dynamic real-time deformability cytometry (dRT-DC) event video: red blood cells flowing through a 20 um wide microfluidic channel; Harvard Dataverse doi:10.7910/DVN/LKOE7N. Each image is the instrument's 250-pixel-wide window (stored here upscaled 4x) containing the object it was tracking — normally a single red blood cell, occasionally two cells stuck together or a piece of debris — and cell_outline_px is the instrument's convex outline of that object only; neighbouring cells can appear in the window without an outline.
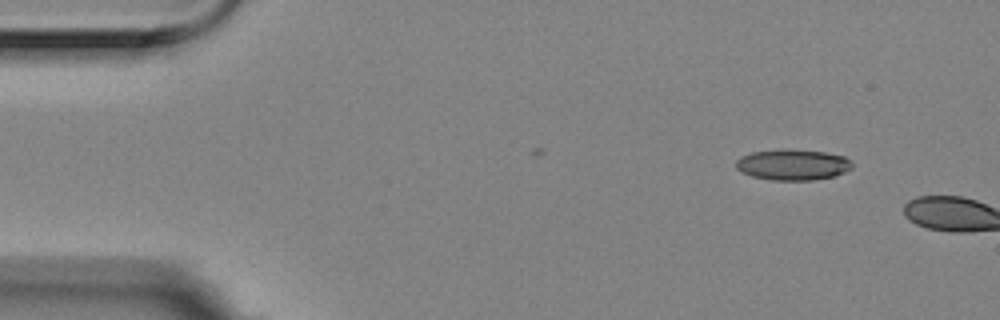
{"species": "Egyptian fruit bat (a non-hibernating species)", "species_latin": "Rousettus aegyptiacus", "temperature_condition": "room temperature", "stored_images_in_passage": 2, "camera_frame_rate_fps": 3000, "um_per_image_px": 0.085, "animal": {"sex": "female"}, "frame": {"image": 1, "passage_image": 1, "time_ms": 0.0, "image_size_px": [1000, 320], "cell_outline_px": [[852, 168], [844, 172], [832, 176], [812, 180], [772, 180], [752, 176], [740, 172], [736, 168], [736, 160], [740, 156], [752, 152], [824, 152], [844, 156], [852, 164]], "centroid_in_image_um": [67.36, 14.05], "position_along_channel_um": 17.6, "area_um2": 19.88}}